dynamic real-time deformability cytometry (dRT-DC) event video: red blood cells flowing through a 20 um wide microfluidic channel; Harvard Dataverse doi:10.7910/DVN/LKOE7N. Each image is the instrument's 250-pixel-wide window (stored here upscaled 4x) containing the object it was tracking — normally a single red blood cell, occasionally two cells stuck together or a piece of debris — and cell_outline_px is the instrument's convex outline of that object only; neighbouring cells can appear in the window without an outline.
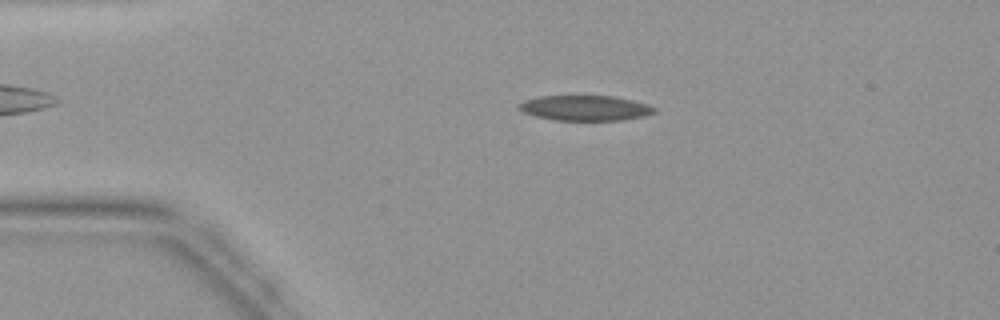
{"species": "common noctule bat (a hibernating species)", "species_latin": "Nyctalus noctula", "temperature_condition": "warm", "stored_images_in_passage": 43, "camera_frame_rate_fps": 3000, "um_per_image_px": 0.085, "animal": {"sex": "female", "body_mass_g": 19.9}, "frame": {"image": 1, "passage_image": 8, "time_ms": 2.333, "image_size_px": [1000, 320], "cell_outline_px": [[656, 112], [644, 116], [624, 120], [552, 120], [536, 116], [524, 112], [516, 108], [516, 104], [524, 100], [540, 96], [612, 96], [632, 100], [648, 104], [656, 108]], "centroid_in_image_um": [49.72, 9.18], "position_along_channel_um": 35.3, "area_um2": 20.0}}
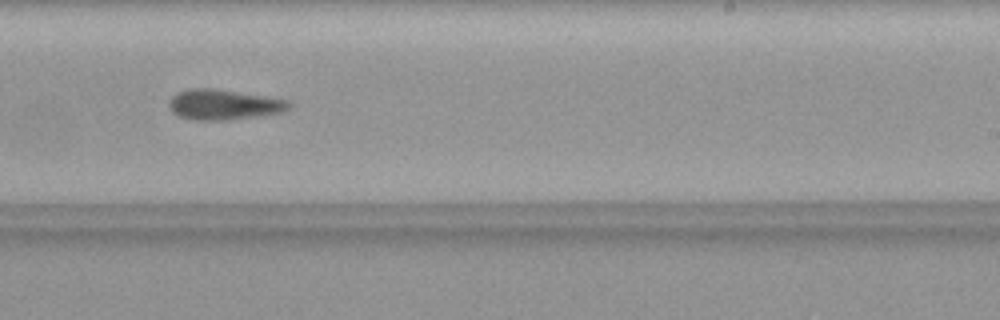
{"frame": {"image": 2, "passage_image": 26, "time_ms": 8.333, "image_size_px": [1000, 320], "cell_outline_px": [[292, 104], [288, 108], [280, 112], [224, 120], [196, 120], [176, 116], [172, 112], [168, 104], [168, 100], [176, 92], [192, 88], [212, 88], [264, 96], [288, 100]], "centroid_in_image_um": [18.92, 8.88], "position_along_channel_um": 270.1, "area_um2": 20.92}}
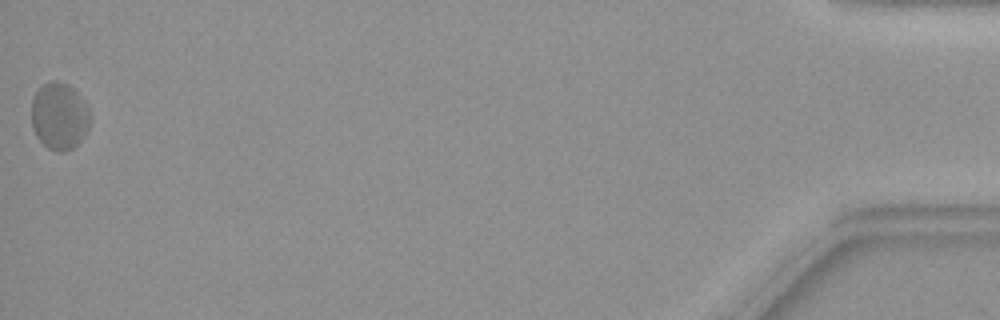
{"frame": {"image": 3, "passage_image": 43, "time_ms": 14.0, "image_size_px": [1000, 320], "cell_outline_px": [[88, 128], [84, 136], [72, 148], [64, 152], [56, 152], [48, 148], [36, 136], [32, 128], [32, 100], [36, 92], [44, 84], [52, 80], [56, 80], [68, 84], [88, 104]], "centroid_in_image_um": [5.03, 9.87], "position_along_channel_um": 430.2, "area_um2": 22.77}}